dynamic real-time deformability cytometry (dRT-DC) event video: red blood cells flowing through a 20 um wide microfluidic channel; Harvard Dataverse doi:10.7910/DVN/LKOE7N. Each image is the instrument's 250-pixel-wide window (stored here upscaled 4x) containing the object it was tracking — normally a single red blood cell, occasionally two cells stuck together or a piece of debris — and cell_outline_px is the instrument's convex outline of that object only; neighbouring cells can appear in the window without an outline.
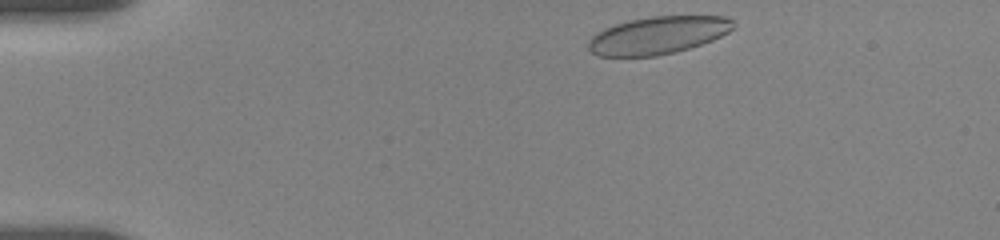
{"species": "human", "species_latin": "Homo sapiens", "temperature_condition": "room temperature", "stored_images_in_passage": 26, "camera_frame_rate_fps": 3000, "um_per_image_px": 0.085, "donor": {"sex": "female"}, "frame": {"image": 1, "passage_image": 1, "time_ms": 0.0, "image_size_px": [1000, 240], "cell_outline_px": [[736, 24], [728, 32], [712, 40], [676, 52], [656, 56], [600, 56], [592, 52], [588, 48], [588, 40], [596, 32], [604, 28], [616, 24], [632, 20], [652, 16], [724, 16], [732, 20]], "centroid_in_image_um": [55.91, 3.0], "position_along_channel_um": 29.1, "area_um2": 31.56}}
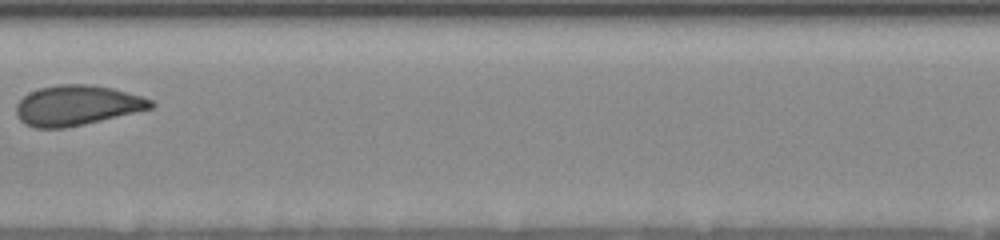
{"frame": {"image": 2, "passage_image": 10, "time_ms": 6.667, "image_size_px": [1000, 240], "cell_outline_px": [[156, 104], [152, 108], [84, 124], [64, 128], [36, 128], [24, 124], [16, 116], [16, 104], [28, 92], [40, 88], [56, 84], [92, 84], [112, 88], [144, 96], [152, 100]], "centroid_in_image_um": [6.53, 8.95], "position_along_channel_um": 200.9, "area_um2": 31.62}}
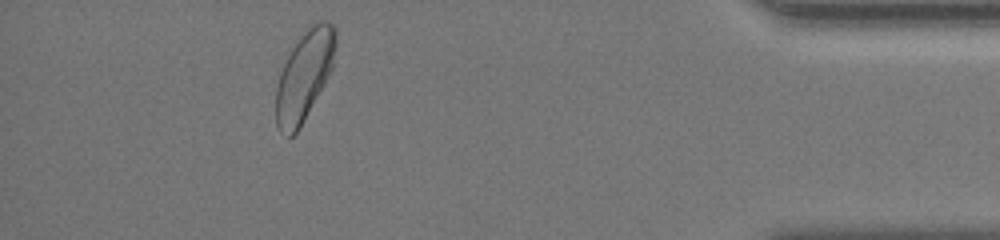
{"frame": {"image": 3, "passage_image": 20, "time_ms": 13.667, "image_size_px": [1000, 240], "cell_outline_px": [[336, 48], [332, 68], [296, 132], [292, 136], [288, 136], [280, 132], [276, 124], [276, 88], [280, 72], [292, 48], [300, 36], [312, 24], [320, 20], [328, 20], [336, 28]], "centroid_in_image_um": [25.87, 6.37], "position_along_channel_um": 409.3, "area_um2": 30.58}, "authors_computed_cell_mechanics": {"area_um2": 32.0501, "velocity_mm_per_s": 3.6153, "shape_relaxation_time_tau1_ms": 3.7315, "shape_relaxation_time_tau2_ms": null, "deformation_change_tau1": 0.1108, "deformation_change_tau2": null}}